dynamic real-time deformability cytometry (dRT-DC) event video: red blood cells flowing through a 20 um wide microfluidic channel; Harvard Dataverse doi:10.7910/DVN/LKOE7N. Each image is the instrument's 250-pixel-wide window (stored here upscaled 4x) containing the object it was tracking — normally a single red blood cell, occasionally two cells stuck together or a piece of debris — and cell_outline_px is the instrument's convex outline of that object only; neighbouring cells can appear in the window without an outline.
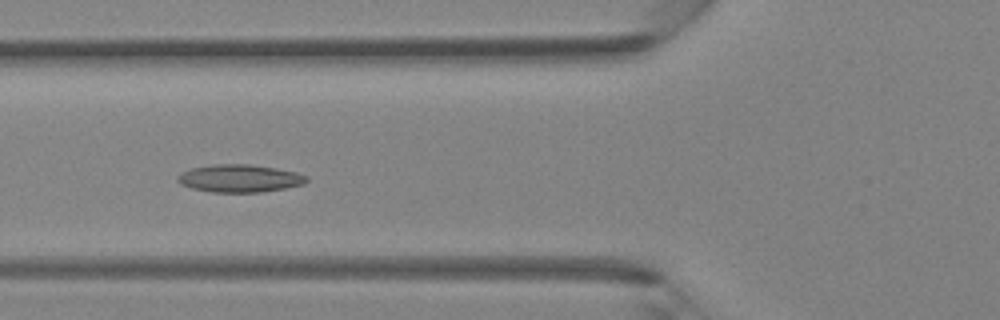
{"species": "Egyptian fruit bat (a non-hibernating species)", "species_latin": "Rousettus aegyptiacus", "temperature_condition": "room temperature", "stored_images_in_passage": 44, "camera_frame_rate_fps": 3000, "um_per_image_px": 0.085, "animal": {"sex": "female"}, "frame": {"image": 1, "passage_image": 17, "time_ms": 5.333, "image_size_px": [1000, 320], "cell_outline_px": [[308, 180], [304, 184], [284, 188], [260, 192], [212, 192], [192, 188], [180, 184], [176, 180], [176, 176], [180, 172], [192, 168], [212, 164], [248, 164], [276, 168], [296, 172], [308, 176]], "centroid_in_image_um": [20.34, 15.15], "position_along_channel_um": 105.5, "area_um2": 20.87}}
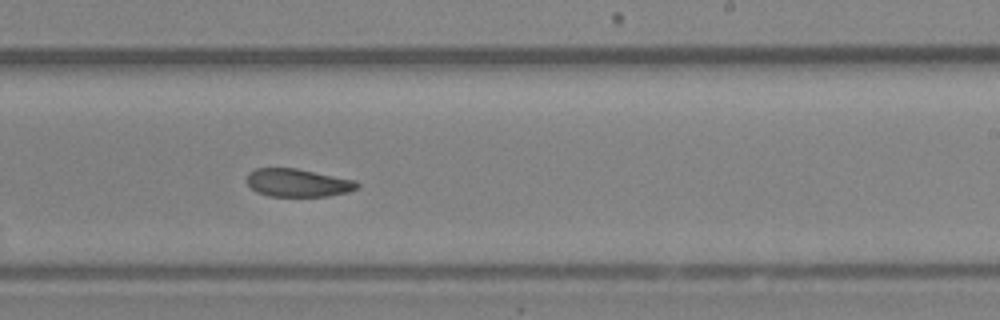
{"frame": {"image": 2, "passage_image": 27, "time_ms": 8.667, "image_size_px": [1000, 320], "cell_outline_px": [[360, 184], [356, 188], [348, 192], [328, 196], [268, 196], [256, 192], [244, 180], [248, 172], [256, 168], [296, 168], [356, 180]], "centroid_in_image_um": [25.28, 15.53], "position_along_channel_um": 263.7, "area_um2": 18.15}}
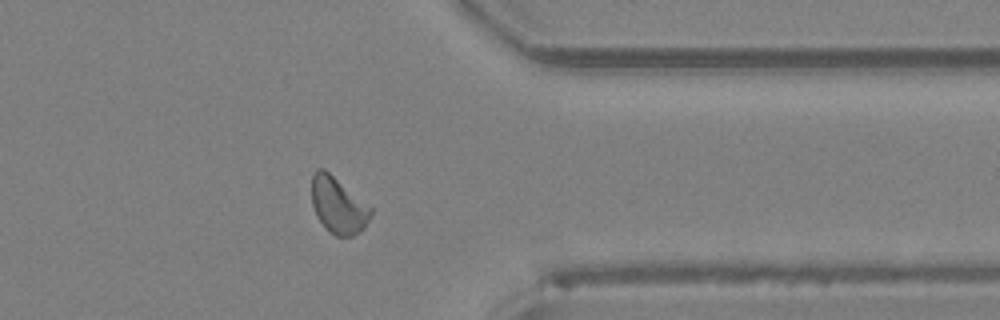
{"frame": {"image": 3, "passage_image": 35, "time_ms": 11.333, "image_size_px": [1000, 320], "cell_outline_px": [[372, 212], [364, 228], [352, 236], [336, 236], [328, 232], [324, 228], [316, 216], [312, 204], [312, 176], [316, 168], [324, 168], [372, 208]], "centroid_in_image_um": [28.71, 17.46], "position_along_channel_um": 382.7, "area_um2": 19.31}}